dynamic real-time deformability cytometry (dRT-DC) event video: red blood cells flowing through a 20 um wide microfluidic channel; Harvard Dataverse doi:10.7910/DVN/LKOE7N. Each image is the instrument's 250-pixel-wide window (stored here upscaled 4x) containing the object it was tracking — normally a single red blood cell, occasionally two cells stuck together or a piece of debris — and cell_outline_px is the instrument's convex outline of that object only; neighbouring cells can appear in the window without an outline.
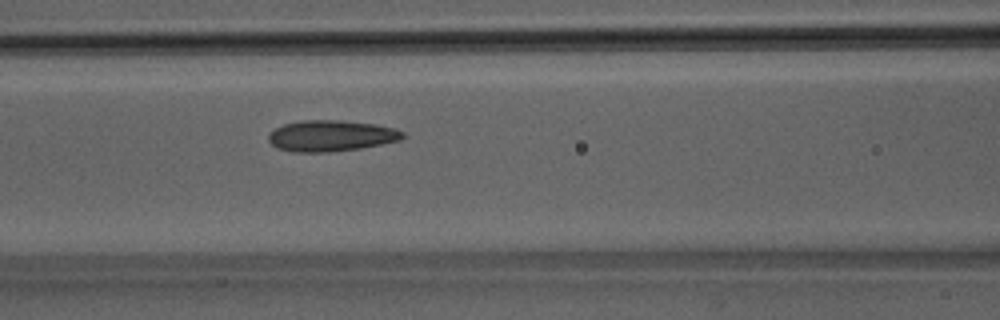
{"species": "Egyptian fruit bat (a non-hibernating species)", "species_latin": "Rousettus aegyptiacus", "temperature_condition": "room temperature", "stored_images_in_passage": 50, "camera_frame_rate_fps": 3000, "um_per_image_px": 0.085, "animal": {"sex": "male"}, "frame": {"image": 1, "passage_image": 21, "time_ms": 6.667, "image_size_px": [1000, 320], "cell_outline_px": [[404, 136], [400, 140], [360, 148], [328, 152], [292, 152], [276, 148], [268, 140], [268, 132], [284, 124], [300, 120], [340, 120], [376, 124], [396, 128], [404, 132]], "centroid_in_image_um": [28.11, 11.54], "position_along_channel_um": 138.5, "area_um2": 24.45}}
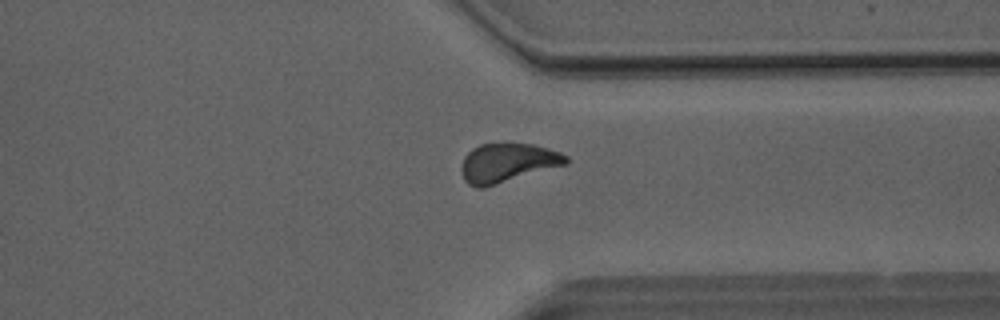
{"frame": {"image": 2, "passage_image": 38, "time_ms": 12.333, "image_size_px": [1000, 320], "cell_outline_px": [[568, 164], [484, 188], [476, 188], [468, 184], [464, 180], [460, 168], [464, 156], [472, 148], [480, 144], [532, 144], [548, 148], [560, 152], [568, 156]], "centroid_in_image_um": [43.13, 13.85], "position_along_channel_um": 368.3, "area_um2": 23.93}}
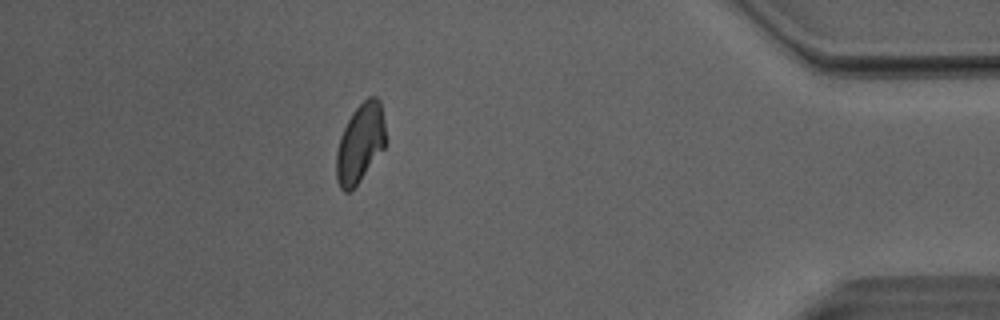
{"frame": {"image": 3, "passage_image": 44, "time_ms": 14.333, "image_size_px": [1000, 320], "cell_outline_px": [[384, 148], [360, 180], [348, 192], [344, 192], [340, 188], [336, 180], [336, 152], [340, 136], [352, 112], [368, 96], [376, 96], [380, 100], [384, 124]], "centroid_in_image_um": [30.59, 12.16], "position_along_channel_um": 404.6, "area_um2": 22.37}, "authors_computed_cell_mechanics": {"area_um2": 23.698, "velocity_mm_per_s": 4.0628, "shape_relaxation_time_tau1_ms": 6.4072, "shape_relaxation_time_tau2_ms": 2.2601, "deformation_change_tau1": 0.1482, "deformation_change_tau2": 0.0868}}